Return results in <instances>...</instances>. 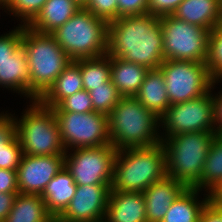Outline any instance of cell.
Returning <instances> with one entry per match:
<instances>
[{"label": "cell", "mask_w": 222, "mask_h": 222, "mask_svg": "<svg viewBox=\"0 0 222 222\" xmlns=\"http://www.w3.org/2000/svg\"><path fill=\"white\" fill-rule=\"evenodd\" d=\"M160 17L152 14L123 16L108 24L107 53L148 69L165 61Z\"/></svg>", "instance_id": "1"}, {"label": "cell", "mask_w": 222, "mask_h": 222, "mask_svg": "<svg viewBox=\"0 0 222 222\" xmlns=\"http://www.w3.org/2000/svg\"><path fill=\"white\" fill-rule=\"evenodd\" d=\"M160 118L134 96L121 97L108 114L111 145L117 150L150 147L161 141Z\"/></svg>", "instance_id": "2"}, {"label": "cell", "mask_w": 222, "mask_h": 222, "mask_svg": "<svg viewBox=\"0 0 222 222\" xmlns=\"http://www.w3.org/2000/svg\"><path fill=\"white\" fill-rule=\"evenodd\" d=\"M166 176V154L162 142L150 147L125 148L116 153L111 189L143 192Z\"/></svg>", "instance_id": "3"}, {"label": "cell", "mask_w": 222, "mask_h": 222, "mask_svg": "<svg viewBox=\"0 0 222 222\" xmlns=\"http://www.w3.org/2000/svg\"><path fill=\"white\" fill-rule=\"evenodd\" d=\"M22 47L30 72V101L38 100L72 61L51 33L24 25Z\"/></svg>", "instance_id": "4"}, {"label": "cell", "mask_w": 222, "mask_h": 222, "mask_svg": "<svg viewBox=\"0 0 222 222\" xmlns=\"http://www.w3.org/2000/svg\"><path fill=\"white\" fill-rule=\"evenodd\" d=\"M108 24L81 7L51 34L72 61L96 58L107 53Z\"/></svg>", "instance_id": "5"}, {"label": "cell", "mask_w": 222, "mask_h": 222, "mask_svg": "<svg viewBox=\"0 0 222 222\" xmlns=\"http://www.w3.org/2000/svg\"><path fill=\"white\" fill-rule=\"evenodd\" d=\"M23 115L14 116L16 135L23 154L32 156L65 155L59 124L52 108L42 105L38 100L30 101Z\"/></svg>", "instance_id": "6"}, {"label": "cell", "mask_w": 222, "mask_h": 222, "mask_svg": "<svg viewBox=\"0 0 222 222\" xmlns=\"http://www.w3.org/2000/svg\"><path fill=\"white\" fill-rule=\"evenodd\" d=\"M217 133H180L165 139L167 176L193 188L200 180L210 145Z\"/></svg>", "instance_id": "7"}, {"label": "cell", "mask_w": 222, "mask_h": 222, "mask_svg": "<svg viewBox=\"0 0 222 222\" xmlns=\"http://www.w3.org/2000/svg\"><path fill=\"white\" fill-rule=\"evenodd\" d=\"M221 81L222 79L215 80L212 89L199 98L169 106L160 118L162 142L180 133H216L212 90Z\"/></svg>", "instance_id": "8"}, {"label": "cell", "mask_w": 222, "mask_h": 222, "mask_svg": "<svg viewBox=\"0 0 222 222\" xmlns=\"http://www.w3.org/2000/svg\"><path fill=\"white\" fill-rule=\"evenodd\" d=\"M165 60L206 62L210 32L178 20L172 15L160 17Z\"/></svg>", "instance_id": "9"}, {"label": "cell", "mask_w": 222, "mask_h": 222, "mask_svg": "<svg viewBox=\"0 0 222 222\" xmlns=\"http://www.w3.org/2000/svg\"><path fill=\"white\" fill-rule=\"evenodd\" d=\"M159 69L165 79L170 105L205 95L215 81L206 62L165 60Z\"/></svg>", "instance_id": "10"}, {"label": "cell", "mask_w": 222, "mask_h": 222, "mask_svg": "<svg viewBox=\"0 0 222 222\" xmlns=\"http://www.w3.org/2000/svg\"><path fill=\"white\" fill-rule=\"evenodd\" d=\"M54 113L66 152L75 148L101 147L111 144L108 115L95 111Z\"/></svg>", "instance_id": "11"}, {"label": "cell", "mask_w": 222, "mask_h": 222, "mask_svg": "<svg viewBox=\"0 0 222 222\" xmlns=\"http://www.w3.org/2000/svg\"><path fill=\"white\" fill-rule=\"evenodd\" d=\"M117 151L111 144L75 148L65 153L64 167L77 185L112 184Z\"/></svg>", "instance_id": "12"}, {"label": "cell", "mask_w": 222, "mask_h": 222, "mask_svg": "<svg viewBox=\"0 0 222 222\" xmlns=\"http://www.w3.org/2000/svg\"><path fill=\"white\" fill-rule=\"evenodd\" d=\"M111 184L77 185L74 197L58 216L61 222H103Z\"/></svg>", "instance_id": "13"}, {"label": "cell", "mask_w": 222, "mask_h": 222, "mask_svg": "<svg viewBox=\"0 0 222 222\" xmlns=\"http://www.w3.org/2000/svg\"><path fill=\"white\" fill-rule=\"evenodd\" d=\"M64 167V155L23 154L17 169L20 194L41 195L49 181Z\"/></svg>", "instance_id": "14"}, {"label": "cell", "mask_w": 222, "mask_h": 222, "mask_svg": "<svg viewBox=\"0 0 222 222\" xmlns=\"http://www.w3.org/2000/svg\"><path fill=\"white\" fill-rule=\"evenodd\" d=\"M186 188L183 183L169 176L152 183L143 191L146 221L162 222L169 206Z\"/></svg>", "instance_id": "15"}, {"label": "cell", "mask_w": 222, "mask_h": 222, "mask_svg": "<svg viewBox=\"0 0 222 222\" xmlns=\"http://www.w3.org/2000/svg\"><path fill=\"white\" fill-rule=\"evenodd\" d=\"M103 222H147L143 192L111 189Z\"/></svg>", "instance_id": "16"}, {"label": "cell", "mask_w": 222, "mask_h": 222, "mask_svg": "<svg viewBox=\"0 0 222 222\" xmlns=\"http://www.w3.org/2000/svg\"><path fill=\"white\" fill-rule=\"evenodd\" d=\"M172 16L211 32L222 21L221 0H183Z\"/></svg>", "instance_id": "17"}, {"label": "cell", "mask_w": 222, "mask_h": 222, "mask_svg": "<svg viewBox=\"0 0 222 222\" xmlns=\"http://www.w3.org/2000/svg\"><path fill=\"white\" fill-rule=\"evenodd\" d=\"M0 87L21 94L30 100V72L22 46L12 54V58L0 62Z\"/></svg>", "instance_id": "18"}, {"label": "cell", "mask_w": 222, "mask_h": 222, "mask_svg": "<svg viewBox=\"0 0 222 222\" xmlns=\"http://www.w3.org/2000/svg\"><path fill=\"white\" fill-rule=\"evenodd\" d=\"M152 113L161 118L170 106L162 71L149 69L137 94L134 96Z\"/></svg>", "instance_id": "19"}, {"label": "cell", "mask_w": 222, "mask_h": 222, "mask_svg": "<svg viewBox=\"0 0 222 222\" xmlns=\"http://www.w3.org/2000/svg\"><path fill=\"white\" fill-rule=\"evenodd\" d=\"M81 90H83V81L79 59L71 61L63 69V72L38 101L48 108H53L58 106L65 98Z\"/></svg>", "instance_id": "20"}, {"label": "cell", "mask_w": 222, "mask_h": 222, "mask_svg": "<svg viewBox=\"0 0 222 222\" xmlns=\"http://www.w3.org/2000/svg\"><path fill=\"white\" fill-rule=\"evenodd\" d=\"M76 188L77 184L74 182V178L63 167L49 181L40 195L45 202L47 211L52 216H59L74 197Z\"/></svg>", "instance_id": "21"}, {"label": "cell", "mask_w": 222, "mask_h": 222, "mask_svg": "<svg viewBox=\"0 0 222 222\" xmlns=\"http://www.w3.org/2000/svg\"><path fill=\"white\" fill-rule=\"evenodd\" d=\"M80 8L74 0H47L27 26L42 33H51L68 21Z\"/></svg>", "instance_id": "22"}, {"label": "cell", "mask_w": 222, "mask_h": 222, "mask_svg": "<svg viewBox=\"0 0 222 222\" xmlns=\"http://www.w3.org/2000/svg\"><path fill=\"white\" fill-rule=\"evenodd\" d=\"M201 190L186 188L169 206L162 222H199L200 215L207 203L213 198L210 194H203Z\"/></svg>", "instance_id": "23"}, {"label": "cell", "mask_w": 222, "mask_h": 222, "mask_svg": "<svg viewBox=\"0 0 222 222\" xmlns=\"http://www.w3.org/2000/svg\"><path fill=\"white\" fill-rule=\"evenodd\" d=\"M111 81L122 97L135 96L149 69L145 66L110 57Z\"/></svg>", "instance_id": "24"}, {"label": "cell", "mask_w": 222, "mask_h": 222, "mask_svg": "<svg viewBox=\"0 0 222 222\" xmlns=\"http://www.w3.org/2000/svg\"><path fill=\"white\" fill-rule=\"evenodd\" d=\"M212 197L222 189V134H216L210 145L199 182L193 187Z\"/></svg>", "instance_id": "25"}, {"label": "cell", "mask_w": 222, "mask_h": 222, "mask_svg": "<svg viewBox=\"0 0 222 222\" xmlns=\"http://www.w3.org/2000/svg\"><path fill=\"white\" fill-rule=\"evenodd\" d=\"M51 216L40 195L18 193L4 222H46Z\"/></svg>", "instance_id": "26"}, {"label": "cell", "mask_w": 222, "mask_h": 222, "mask_svg": "<svg viewBox=\"0 0 222 222\" xmlns=\"http://www.w3.org/2000/svg\"><path fill=\"white\" fill-rule=\"evenodd\" d=\"M80 72L84 90L89 92L94 87L104 86L111 79L110 56L80 59Z\"/></svg>", "instance_id": "27"}, {"label": "cell", "mask_w": 222, "mask_h": 222, "mask_svg": "<svg viewBox=\"0 0 222 222\" xmlns=\"http://www.w3.org/2000/svg\"><path fill=\"white\" fill-rule=\"evenodd\" d=\"M93 111L108 115L115 105L120 101L121 95L113 85L111 79L104 86L94 87L89 91Z\"/></svg>", "instance_id": "28"}, {"label": "cell", "mask_w": 222, "mask_h": 222, "mask_svg": "<svg viewBox=\"0 0 222 222\" xmlns=\"http://www.w3.org/2000/svg\"><path fill=\"white\" fill-rule=\"evenodd\" d=\"M206 63L213 78L222 79V21L210 32Z\"/></svg>", "instance_id": "29"}, {"label": "cell", "mask_w": 222, "mask_h": 222, "mask_svg": "<svg viewBox=\"0 0 222 222\" xmlns=\"http://www.w3.org/2000/svg\"><path fill=\"white\" fill-rule=\"evenodd\" d=\"M47 0H12L6 8L8 15L12 14L20 21V25H28L40 12Z\"/></svg>", "instance_id": "30"}, {"label": "cell", "mask_w": 222, "mask_h": 222, "mask_svg": "<svg viewBox=\"0 0 222 222\" xmlns=\"http://www.w3.org/2000/svg\"><path fill=\"white\" fill-rule=\"evenodd\" d=\"M52 109L54 112L87 113L93 111V105L89 92L83 89L65 98Z\"/></svg>", "instance_id": "31"}, {"label": "cell", "mask_w": 222, "mask_h": 222, "mask_svg": "<svg viewBox=\"0 0 222 222\" xmlns=\"http://www.w3.org/2000/svg\"><path fill=\"white\" fill-rule=\"evenodd\" d=\"M24 25H18L6 34L0 36V62L12 58L14 54L22 46V31Z\"/></svg>", "instance_id": "32"}, {"label": "cell", "mask_w": 222, "mask_h": 222, "mask_svg": "<svg viewBox=\"0 0 222 222\" xmlns=\"http://www.w3.org/2000/svg\"><path fill=\"white\" fill-rule=\"evenodd\" d=\"M23 156L17 135L5 145V149L0 150V168L17 170Z\"/></svg>", "instance_id": "33"}, {"label": "cell", "mask_w": 222, "mask_h": 222, "mask_svg": "<svg viewBox=\"0 0 222 222\" xmlns=\"http://www.w3.org/2000/svg\"><path fill=\"white\" fill-rule=\"evenodd\" d=\"M84 8L108 23L118 19V0H89Z\"/></svg>", "instance_id": "34"}, {"label": "cell", "mask_w": 222, "mask_h": 222, "mask_svg": "<svg viewBox=\"0 0 222 222\" xmlns=\"http://www.w3.org/2000/svg\"><path fill=\"white\" fill-rule=\"evenodd\" d=\"M7 112L0 113V150L5 149V145L16 136L14 115Z\"/></svg>", "instance_id": "35"}, {"label": "cell", "mask_w": 222, "mask_h": 222, "mask_svg": "<svg viewBox=\"0 0 222 222\" xmlns=\"http://www.w3.org/2000/svg\"><path fill=\"white\" fill-rule=\"evenodd\" d=\"M148 13V0H118V18Z\"/></svg>", "instance_id": "36"}, {"label": "cell", "mask_w": 222, "mask_h": 222, "mask_svg": "<svg viewBox=\"0 0 222 222\" xmlns=\"http://www.w3.org/2000/svg\"><path fill=\"white\" fill-rule=\"evenodd\" d=\"M183 0H148V13L156 17L172 15Z\"/></svg>", "instance_id": "37"}, {"label": "cell", "mask_w": 222, "mask_h": 222, "mask_svg": "<svg viewBox=\"0 0 222 222\" xmlns=\"http://www.w3.org/2000/svg\"><path fill=\"white\" fill-rule=\"evenodd\" d=\"M0 192L19 193L17 170L0 168Z\"/></svg>", "instance_id": "38"}, {"label": "cell", "mask_w": 222, "mask_h": 222, "mask_svg": "<svg viewBox=\"0 0 222 222\" xmlns=\"http://www.w3.org/2000/svg\"><path fill=\"white\" fill-rule=\"evenodd\" d=\"M199 222H222V206L212 198L202 210Z\"/></svg>", "instance_id": "39"}, {"label": "cell", "mask_w": 222, "mask_h": 222, "mask_svg": "<svg viewBox=\"0 0 222 222\" xmlns=\"http://www.w3.org/2000/svg\"><path fill=\"white\" fill-rule=\"evenodd\" d=\"M18 193L0 192V222H4L6 216L13 207L14 199Z\"/></svg>", "instance_id": "40"}, {"label": "cell", "mask_w": 222, "mask_h": 222, "mask_svg": "<svg viewBox=\"0 0 222 222\" xmlns=\"http://www.w3.org/2000/svg\"><path fill=\"white\" fill-rule=\"evenodd\" d=\"M214 100V121L217 134H222V90L213 94Z\"/></svg>", "instance_id": "41"}, {"label": "cell", "mask_w": 222, "mask_h": 222, "mask_svg": "<svg viewBox=\"0 0 222 222\" xmlns=\"http://www.w3.org/2000/svg\"><path fill=\"white\" fill-rule=\"evenodd\" d=\"M213 199L222 206V189L213 196Z\"/></svg>", "instance_id": "42"}, {"label": "cell", "mask_w": 222, "mask_h": 222, "mask_svg": "<svg viewBox=\"0 0 222 222\" xmlns=\"http://www.w3.org/2000/svg\"><path fill=\"white\" fill-rule=\"evenodd\" d=\"M76 3H78L81 7H85L86 4L89 2V0H74Z\"/></svg>", "instance_id": "43"}, {"label": "cell", "mask_w": 222, "mask_h": 222, "mask_svg": "<svg viewBox=\"0 0 222 222\" xmlns=\"http://www.w3.org/2000/svg\"><path fill=\"white\" fill-rule=\"evenodd\" d=\"M46 222H61L58 216H51Z\"/></svg>", "instance_id": "44"}, {"label": "cell", "mask_w": 222, "mask_h": 222, "mask_svg": "<svg viewBox=\"0 0 222 222\" xmlns=\"http://www.w3.org/2000/svg\"><path fill=\"white\" fill-rule=\"evenodd\" d=\"M4 10L6 12L7 6L0 0V9Z\"/></svg>", "instance_id": "45"}, {"label": "cell", "mask_w": 222, "mask_h": 222, "mask_svg": "<svg viewBox=\"0 0 222 222\" xmlns=\"http://www.w3.org/2000/svg\"><path fill=\"white\" fill-rule=\"evenodd\" d=\"M6 6L10 4L12 0H1Z\"/></svg>", "instance_id": "46"}]
</instances>
